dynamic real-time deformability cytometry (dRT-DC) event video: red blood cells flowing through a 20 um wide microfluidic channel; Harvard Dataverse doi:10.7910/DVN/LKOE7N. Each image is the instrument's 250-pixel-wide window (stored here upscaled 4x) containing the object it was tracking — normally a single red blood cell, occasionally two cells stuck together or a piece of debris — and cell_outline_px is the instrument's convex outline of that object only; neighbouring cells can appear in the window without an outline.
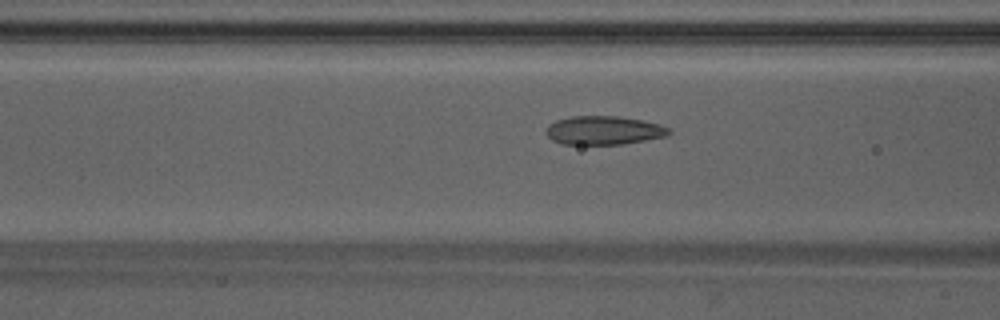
{"species": "Egyptian fruit bat (a non-hibernating species)", "species_latin": "Rousettus aegyptiacus", "temperature_condition": "warm", "stored_images_in_passage": 49, "camera_frame_rate_fps": 3000, "um_per_image_px": 0.085, "animal": {"sex": "male"}, "frame": {"image": 1, "passage_image": 20, "time_ms": 6.333, "image_size_px": [1000, 320], "cell_outline_px": [[672, 132], [668, 136], [624, 144], [560, 144], [552, 140], [544, 132], [548, 124], [556, 120], [572, 116], [616, 116], [640, 120], [660, 124], [668, 128]], "centroid_in_image_um": [51.3, 11.08], "position_along_channel_um": 115.3, "area_um2": 20.63}}
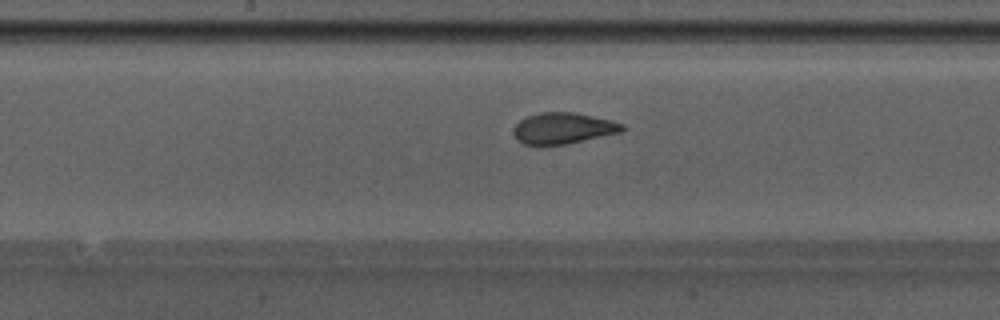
{"frame": {"image": 2, "passage_image": 26, "time_ms": 8.333, "image_size_px": [1000, 320], "cell_outline_px": [[624, 132], [568, 144], [524, 144], [516, 140], [512, 132], [512, 128], [520, 120], [528, 116], [540, 112], [572, 112], [612, 120], [624, 124]], "centroid_in_image_um": [47.88, 10.9], "position_along_channel_um": 200.3, "area_um2": 19.88}}
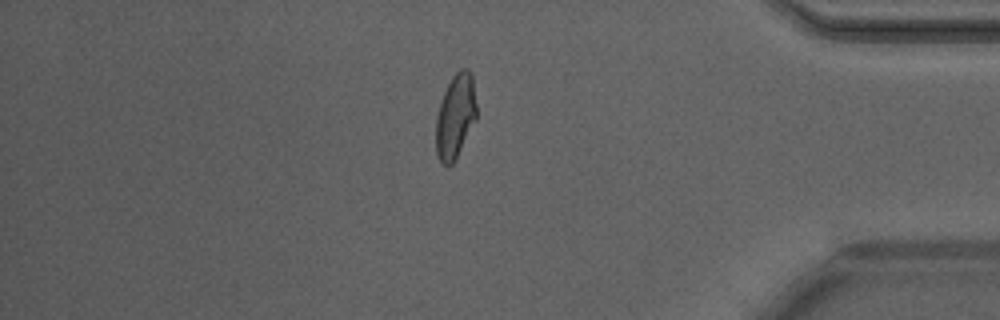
{"frame": {"image": 3, "passage_image": 42, "time_ms": 13.667, "image_size_px": [1000, 320], "cell_outline_px": [[476, 120], [452, 164], [448, 168], [440, 160], [436, 152], [436, 116], [444, 92], [452, 76], [460, 68], [468, 68], [472, 72], [476, 104]], "centroid_in_image_um": [38.71, 9.85], "position_along_channel_um": 396.5, "area_um2": 19.88}, "authors_computed_cell_mechanics": {"area_um2": 20.4034, "velocity_mm_per_s": 4.2433, "shape_relaxation_time_tau1_ms": 5.3134, "shape_relaxation_time_tau2_ms": 0.8464, "deformation_change_tau1": 0.1723, "deformation_change_tau2": 0.0523}}